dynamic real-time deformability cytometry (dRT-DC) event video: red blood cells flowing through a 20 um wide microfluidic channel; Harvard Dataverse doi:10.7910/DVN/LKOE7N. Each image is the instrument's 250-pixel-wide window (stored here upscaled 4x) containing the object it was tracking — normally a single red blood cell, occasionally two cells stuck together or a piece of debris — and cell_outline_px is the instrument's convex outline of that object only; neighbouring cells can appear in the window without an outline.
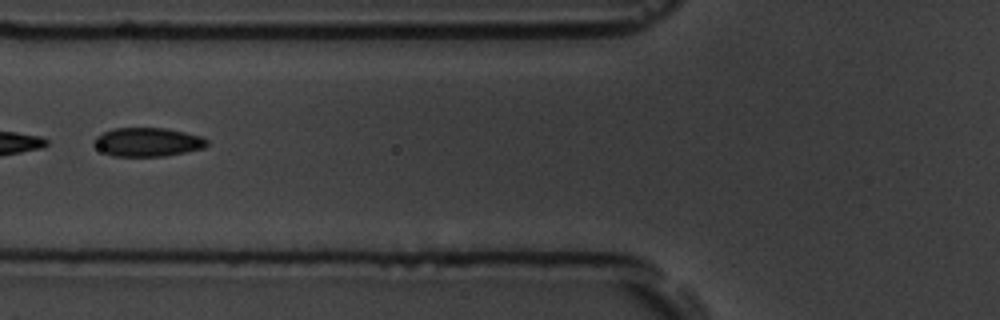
{"species": "common noctule bat (a hibernating species)", "species_latin": "Nyctalus noctula", "temperature_condition": "room temperature", "stored_images_in_passage": 9, "camera_frame_rate_fps": 3000, "um_per_image_px": 0.085, "animal": {"sex": "male", "body_mass_g": 19.5, "forearm_length_mm": 54.6}, "frame": {"image": 1, "passage_image": 4, "time_ms": 3.667, "image_size_px": [1000, 320], "cell_outline_px": [[208, 144], [204, 148], [164, 156], [112, 156], [104, 152], [92, 144], [92, 140], [96, 136], [112, 128], [164, 128], [184, 132], [200, 136], [208, 140]], "centroid_in_image_um": [12.52, 12.07], "position_along_channel_um": 113.3, "area_um2": 18.9}}
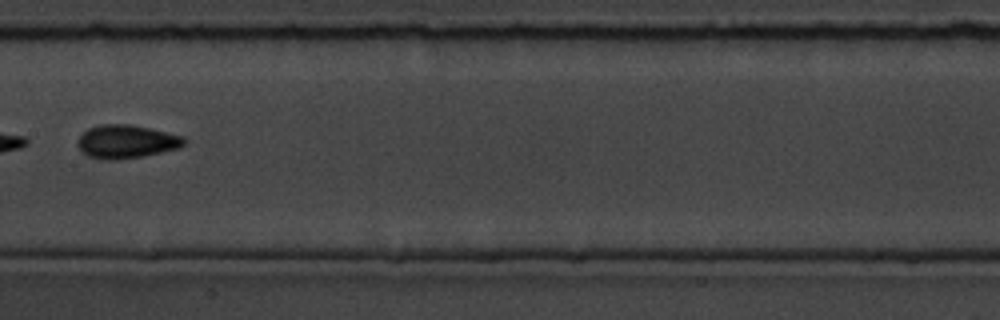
{"frame": {"image": 2, "passage_image": 6, "time_ms": 6.0, "image_size_px": [1000, 320], "cell_outline_px": [[188, 140], [180, 148], [144, 156], [116, 160], [104, 160], [88, 156], [76, 144], [80, 136], [88, 128], [100, 124], [128, 124], [148, 128], [184, 136]], "centroid_in_image_um": [10.76, 12.04], "position_along_channel_um": 196.6, "area_um2": 20.75}}
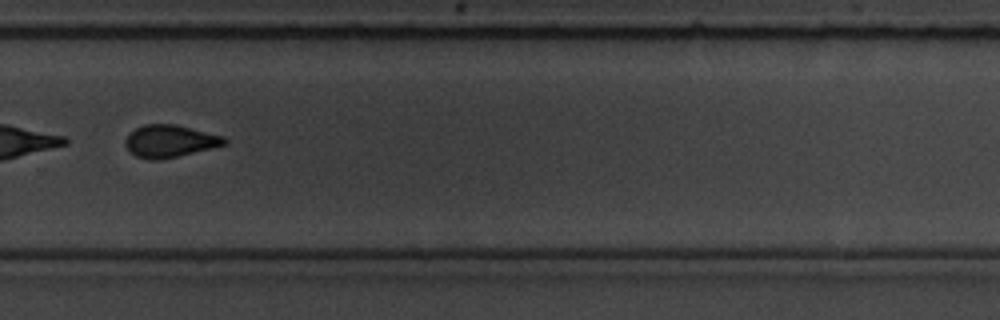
{"frame": {"image": 3, "passage_image": 9, "time_ms": 9.333, "image_size_px": [1000, 320], "cell_outline_px": [[228, 140], [224, 144], [212, 148], [160, 160], [148, 160], [136, 156], [128, 152], [124, 144], [124, 140], [136, 128], [144, 124], [176, 124], [224, 136]], "centroid_in_image_um": [14.41, 12.0], "position_along_channel_um": 315.4, "area_um2": 18.73}}